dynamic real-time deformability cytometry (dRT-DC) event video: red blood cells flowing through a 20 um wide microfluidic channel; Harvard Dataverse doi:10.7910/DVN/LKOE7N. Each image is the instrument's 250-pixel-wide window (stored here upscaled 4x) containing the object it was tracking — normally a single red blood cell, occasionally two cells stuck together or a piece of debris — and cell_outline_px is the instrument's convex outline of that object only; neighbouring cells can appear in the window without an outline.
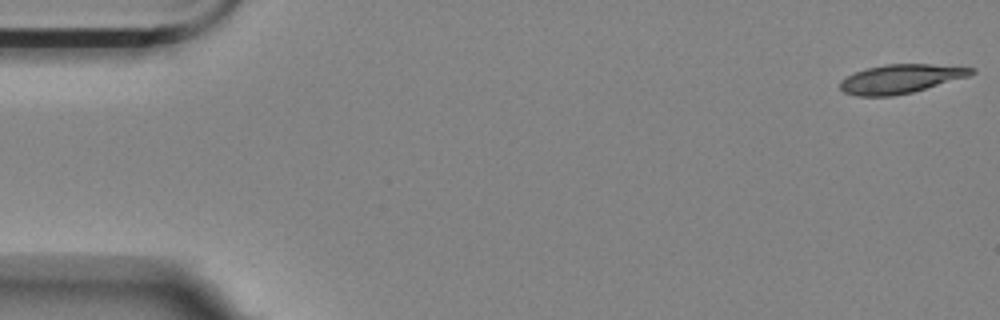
{"species": "Egyptian fruit bat (a non-hibernating species)", "species_latin": "Rousettus aegyptiacus", "temperature_condition": "room temperature", "stored_images_in_passage": 56, "camera_frame_rate_fps": 3000, "um_per_image_px": 0.085, "animal": {"sex": "female"}, "frame": {"image": 1, "passage_image": 1, "time_ms": 0.0, "image_size_px": [1000, 320], "cell_outline_px": [[976, 72], [968, 76], [912, 92], [892, 96], [856, 96], [844, 92], [840, 88], [840, 80], [856, 72], [868, 68], [888, 64], [932, 64], [976, 68]], "centroid_in_image_um": [76.56, 6.7], "position_along_channel_um": 8.4, "area_um2": 21.85}}
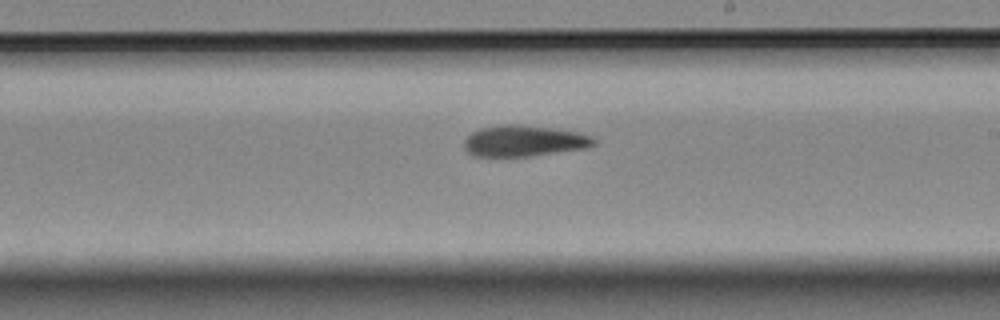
{"frame": {"image": 2, "passage_image": 32, "time_ms": 10.333, "image_size_px": [1000, 320], "cell_outline_px": [[596, 144], [588, 148], [528, 156], [472, 156], [464, 148], [464, 140], [472, 132], [480, 128], [504, 124], [520, 124], [580, 132], [592, 136], [596, 140]], "centroid_in_image_um": [44.56, 11.97], "position_along_channel_um": 244.4, "area_um2": 23.58}}
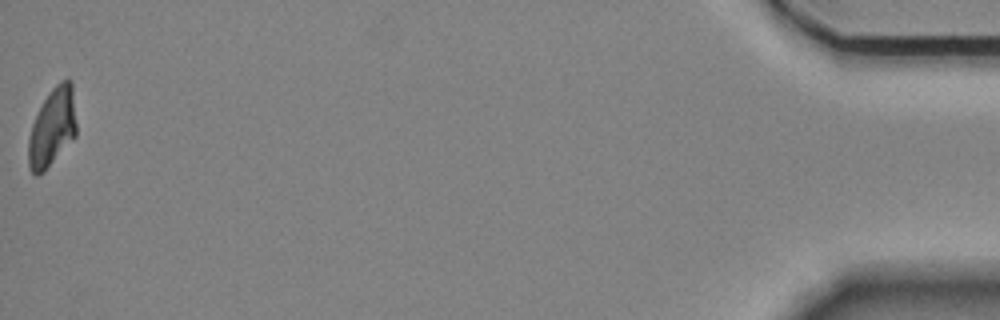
{"frame": {"image": 3, "passage_image": 56, "time_ms": 18.333, "image_size_px": [1000, 320], "cell_outline_px": [[76, 136], [44, 172], [36, 176], [28, 168], [28, 140], [32, 124], [48, 92], [60, 80], [68, 76], [72, 80], [76, 124]], "centroid_in_image_um": [4.45, 10.81], "position_along_channel_um": 430.7, "area_um2": 22.14}, "authors_computed_cell_mechanics": {"area_um2": 23.1778, "velocity_mm_per_s": 3.5311, "shape_relaxation_time_tau1_ms": 4.9696, "shape_relaxation_time_tau2_ms": 6.0296, "deformation_change_tau1": 0.1826, "deformation_change_tau2": 0.1544}}